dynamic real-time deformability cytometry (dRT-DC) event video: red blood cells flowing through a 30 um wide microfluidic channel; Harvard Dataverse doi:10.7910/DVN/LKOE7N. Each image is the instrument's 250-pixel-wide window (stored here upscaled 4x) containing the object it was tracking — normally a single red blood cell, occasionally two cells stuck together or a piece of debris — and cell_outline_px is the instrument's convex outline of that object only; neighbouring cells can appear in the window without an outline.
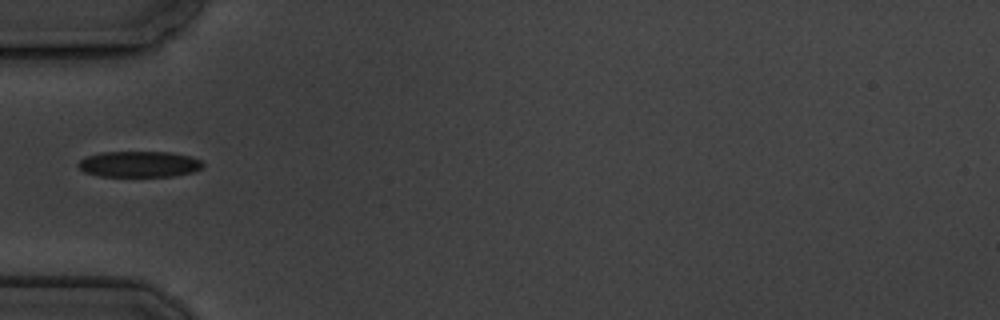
{"species": "common noctule bat (a hibernating species)", "species_latin": "Nyctalus noctula", "temperature_condition": "cold", "stored_images_in_passage": 9, "camera_frame_rate_fps": 3000, "um_per_image_px": 0.085, "animal": {"sex": "male", "body_mass_g": 19.5, "forearm_length_mm": 54.6}, "frame": {"image": 1, "passage_image": 3, "time_ms": 2.333, "image_size_px": [1000, 320], "cell_outline_px": [[204, 164], [200, 168], [192, 172], [172, 176], [100, 176], [84, 172], [76, 164], [80, 160], [88, 156], [100, 152], [168, 152], [192, 156], [200, 160]], "centroid_in_image_um": [11.82, 13.95], "position_along_channel_um": 73.2, "area_um2": 18.79}}
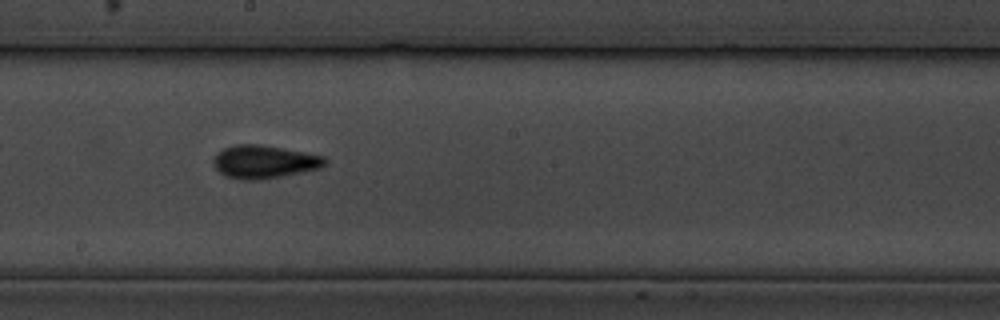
{"frame": {"image": 2, "passage_image": 7, "time_ms": 6.667, "image_size_px": [1000, 320], "cell_outline_px": [[328, 164], [320, 168], [260, 180], [240, 180], [224, 176], [212, 164], [212, 160], [224, 148], [236, 144], [260, 144], [304, 152], [324, 156], [328, 160]], "centroid_in_image_um": [22.46, 13.76], "position_along_channel_um": 225.7, "area_um2": 21.5}}
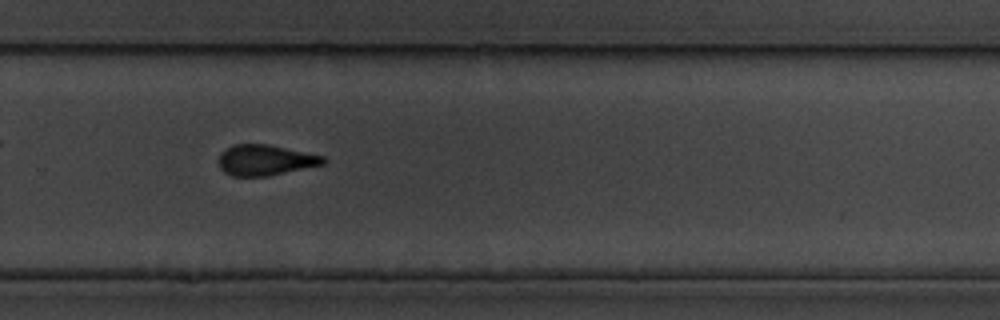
{"frame": {"image": 3, "passage_image": 9, "time_ms": 9.0, "image_size_px": [1000, 320], "cell_outline_px": [[328, 160], [324, 164], [268, 176], [232, 176], [224, 172], [220, 168], [220, 152], [232, 144], [268, 144], [324, 156]], "centroid_in_image_um": [22.55, 13.6], "position_along_channel_um": 307.2, "area_um2": 18.67}}